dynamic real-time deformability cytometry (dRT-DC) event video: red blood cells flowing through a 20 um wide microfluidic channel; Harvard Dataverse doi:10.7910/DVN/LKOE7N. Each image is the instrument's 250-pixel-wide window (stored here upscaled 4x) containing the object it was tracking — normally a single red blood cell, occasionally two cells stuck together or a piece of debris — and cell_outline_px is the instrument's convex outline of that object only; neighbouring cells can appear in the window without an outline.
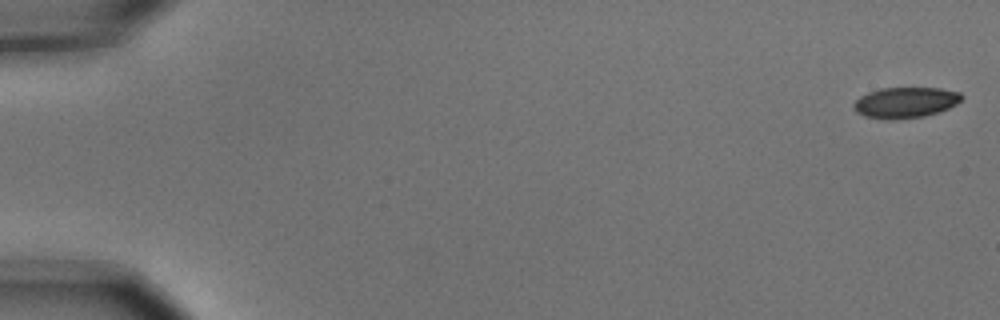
{"species": "common noctule bat (a hibernating species)", "species_latin": "Nyctalus noctula", "temperature_condition": "cold", "stored_images_in_passage": 5, "camera_frame_rate_fps": 3000, "um_per_image_px": 0.085, "animal": {"sex": "male", "body_mass_g": 15.6}, "frame": {"image": 1, "passage_image": 1, "time_ms": 0.0, "image_size_px": [1000, 320], "cell_outline_px": [[964, 96], [956, 104], [940, 112], [924, 116], [892, 120], [888, 120], [864, 116], [856, 112], [852, 108], [852, 104], [860, 96], [868, 92], [880, 88], [940, 88], [960, 92]], "centroid_in_image_um": [76.93, 8.72], "position_along_channel_um": 8.1, "area_um2": 19.54}}
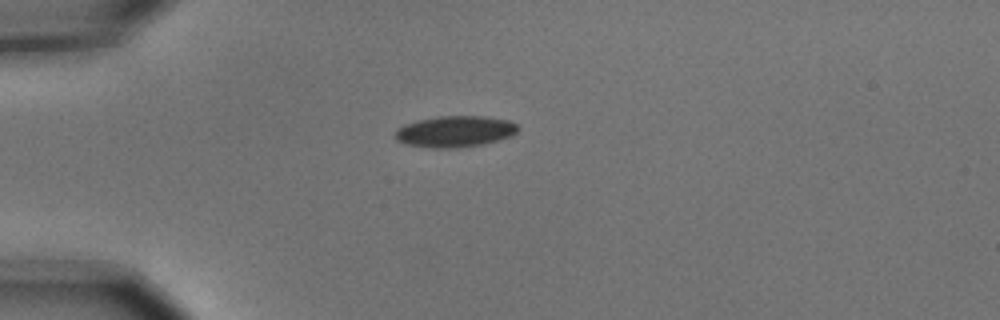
{"frame": {"image": 2, "passage_image": 5, "time_ms": 1.333, "image_size_px": [1000, 320], "cell_outline_px": [[520, 128], [512, 136], [484, 144], [460, 148], [432, 148], [408, 144], [396, 140], [392, 136], [396, 128], [404, 124], [416, 120], [436, 116], [480, 116], [508, 120], [516, 124]], "centroid_in_image_um": [38.63, 11.18], "position_along_channel_um": 46.4, "area_um2": 22.66}}